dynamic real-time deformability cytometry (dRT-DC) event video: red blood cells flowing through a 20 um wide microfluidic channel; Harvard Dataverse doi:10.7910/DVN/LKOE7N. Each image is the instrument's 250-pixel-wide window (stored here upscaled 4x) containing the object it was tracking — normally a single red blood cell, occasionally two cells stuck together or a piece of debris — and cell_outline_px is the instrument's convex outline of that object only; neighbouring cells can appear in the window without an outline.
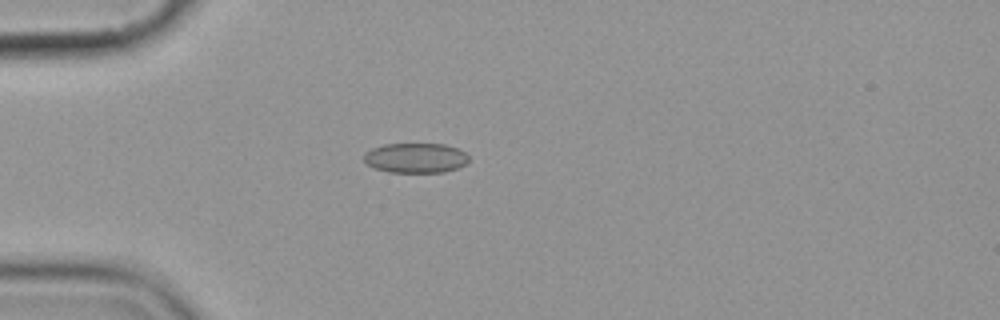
{"species": "common noctule bat (a hibernating species)", "species_latin": "Nyctalus noctula", "temperature_condition": "cold", "stored_images_in_passage": 4, "camera_frame_rate_fps": 3000, "um_per_image_px": 0.085, "animal": {"sex": "female", "body_mass_g": 19.9}, "frame": {"image": 1, "passage_image": 4, "time_ms": 3.333, "image_size_px": [1000, 320], "cell_outline_px": [[468, 164], [444, 172], [388, 172], [372, 168], [364, 160], [364, 152], [372, 148], [384, 144], [444, 144], [456, 148], [464, 152], [468, 156]], "centroid_in_image_um": [35.31, 13.43], "position_along_channel_um": 49.7, "area_um2": 18.32}}